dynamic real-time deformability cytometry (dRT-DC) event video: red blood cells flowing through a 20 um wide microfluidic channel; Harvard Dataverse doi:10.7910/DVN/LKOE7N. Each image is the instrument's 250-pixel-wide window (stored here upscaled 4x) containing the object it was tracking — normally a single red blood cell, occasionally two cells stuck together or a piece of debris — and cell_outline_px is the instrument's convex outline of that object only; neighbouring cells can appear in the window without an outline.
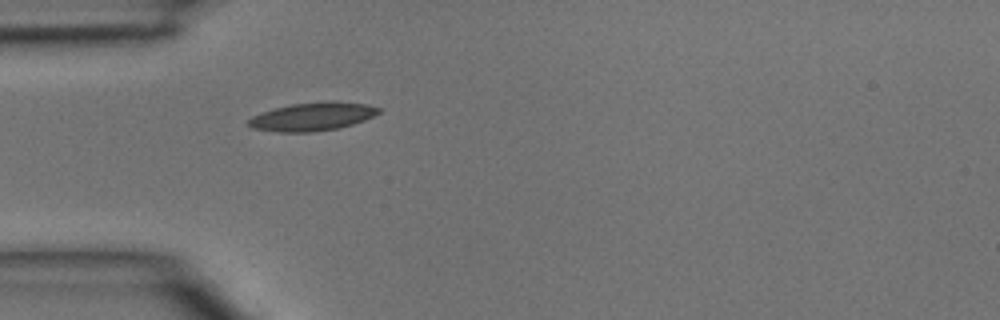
{"species": "common noctule bat (a hibernating species)", "species_latin": "Nyctalus noctula", "temperature_condition": "room temperature", "stored_images_in_passage": 1, "camera_frame_rate_fps": 3000, "um_per_image_px": 0.085, "animal": {"sex": "male", "body_mass_g": 15.6}, "frame": {"image": 1, "passage_image": 1, "time_ms": 0.0, "image_size_px": [1000, 320], "cell_outline_px": [[380, 112], [364, 120], [352, 124], [336, 128], [312, 132], [280, 132], [252, 128], [248, 124], [248, 120], [252, 116], [276, 108], [292, 104], [332, 100], [368, 104], [380, 108]], "centroid_in_image_um": [26.58, 9.9], "position_along_channel_um": 58.4, "area_um2": 21.27}}